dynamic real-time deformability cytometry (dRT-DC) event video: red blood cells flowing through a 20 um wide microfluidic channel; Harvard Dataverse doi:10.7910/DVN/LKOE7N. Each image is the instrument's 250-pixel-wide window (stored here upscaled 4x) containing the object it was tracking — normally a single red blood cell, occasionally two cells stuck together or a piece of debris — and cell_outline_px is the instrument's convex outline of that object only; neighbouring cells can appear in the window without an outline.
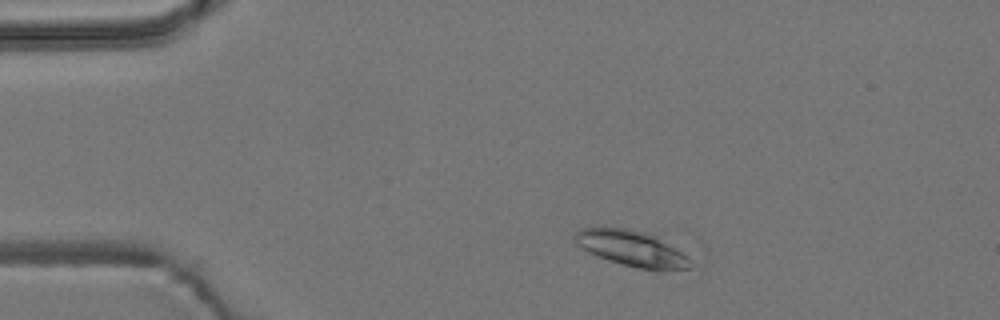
{"species": "common noctule bat (a hibernating species)", "species_latin": "Nyctalus noctula", "temperature_condition": "room temperature", "stored_images_in_passage": 4, "camera_frame_rate_fps": 3000, "um_per_image_px": 0.085, "animal": {"sex": "male", "body_mass_g": 19.2, "forearm_length_mm": 51.8}, "frame": {"image": 1, "passage_image": 2, "time_ms": 0.333, "image_size_px": [1000, 320], "cell_outline_px": [[704, 264], [692, 268], [664, 272], [656, 272], [608, 260], [588, 252], [576, 244], [572, 236], [580, 228], [628, 228], [652, 232], [700, 256]], "centroid_in_image_um": [54.1, 21.16], "position_along_channel_um": 30.9, "area_um2": 26.59}}